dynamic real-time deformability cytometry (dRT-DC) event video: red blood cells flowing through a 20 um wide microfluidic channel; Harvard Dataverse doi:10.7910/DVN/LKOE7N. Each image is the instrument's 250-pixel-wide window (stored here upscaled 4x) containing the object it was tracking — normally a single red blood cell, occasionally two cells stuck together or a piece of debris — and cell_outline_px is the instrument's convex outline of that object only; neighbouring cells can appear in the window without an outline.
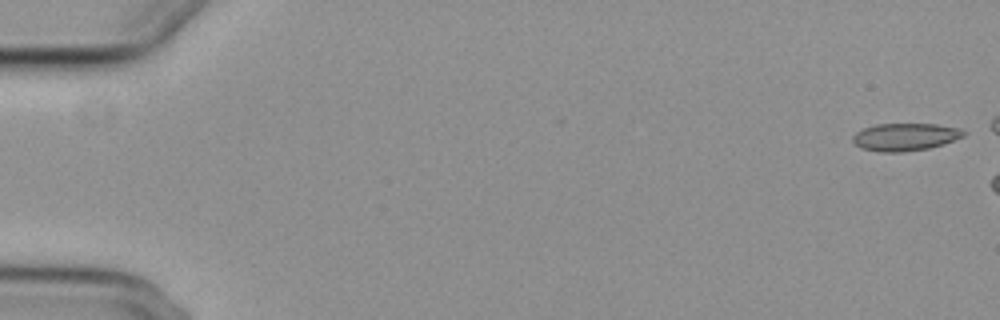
{"species": "common noctule bat (a hibernating species)", "species_latin": "Nyctalus noctula", "temperature_condition": "cold", "stored_images_in_passage": 9, "camera_frame_rate_fps": 3000, "um_per_image_px": 0.085, "animal": {"sex": "female", "body_mass_g": 29.2, "forearm_length_mm": 56.3}, "frame": {"image": 1, "passage_image": 1, "time_ms": 0.0, "image_size_px": [1000, 320], "cell_outline_px": [[968, 132], [964, 136], [944, 144], [928, 148], [900, 152], [880, 152], [860, 148], [852, 140], [852, 136], [856, 132], [864, 128], [876, 124], [936, 124], [960, 128]], "centroid_in_image_um": [76.95, 11.63], "position_along_channel_um": 8.1, "area_um2": 17.86}}